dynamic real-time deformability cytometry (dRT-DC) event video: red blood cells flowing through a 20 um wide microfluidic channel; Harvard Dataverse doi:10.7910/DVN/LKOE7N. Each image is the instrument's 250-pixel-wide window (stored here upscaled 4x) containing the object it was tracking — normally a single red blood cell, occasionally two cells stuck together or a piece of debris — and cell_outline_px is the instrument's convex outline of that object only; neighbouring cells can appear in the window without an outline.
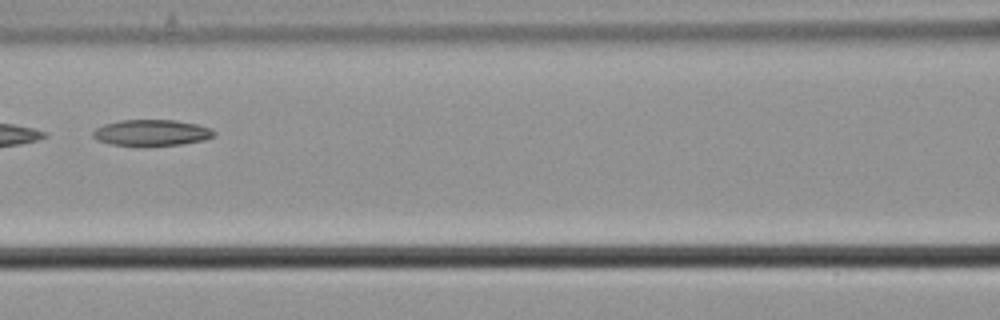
{"species": "common noctule bat (a hibernating species)", "species_latin": "Nyctalus noctula", "temperature_condition": "cold", "stored_images_in_passage": 3, "camera_frame_rate_fps": 3000, "um_per_image_px": 0.085, "animal": {"sex": "male", "body_mass_g": 21.5, "forearm_length_mm": 52.0}, "frame": {"image": 1, "passage_image": 3, "time_ms": 0.667, "image_size_px": [1000, 320], "cell_outline_px": [[216, 136], [204, 140], [180, 144], [112, 144], [96, 140], [92, 136], [92, 132], [96, 128], [104, 124], [120, 120], [176, 120], [196, 124], [212, 128], [216, 132]], "centroid_in_image_um": [12.91, 11.25], "position_along_channel_um": 153.7, "area_um2": 18.09}}